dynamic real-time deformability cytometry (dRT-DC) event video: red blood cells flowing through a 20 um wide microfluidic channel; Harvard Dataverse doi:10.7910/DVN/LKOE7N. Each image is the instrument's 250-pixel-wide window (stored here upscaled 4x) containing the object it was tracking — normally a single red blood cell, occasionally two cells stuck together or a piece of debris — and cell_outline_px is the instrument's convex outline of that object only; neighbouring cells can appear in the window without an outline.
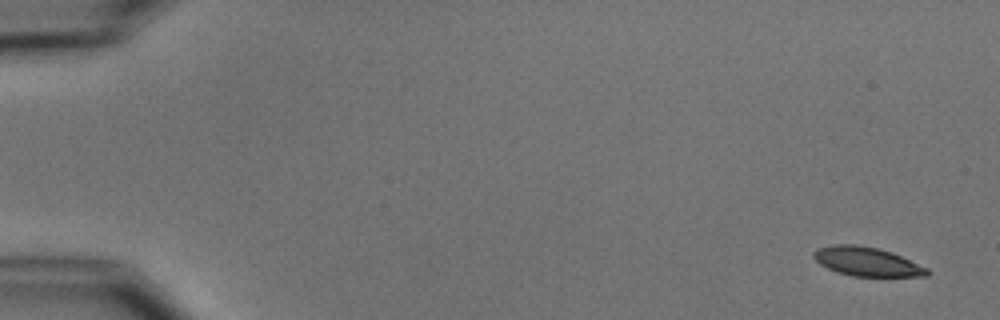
{"species": "common noctule bat (a hibernating species)", "species_latin": "Nyctalus noctula", "temperature_condition": "cold", "stored_images_in_passage": 5, "camera_frame_rate_fps": 3000, "um_per_image_px": 0.085, "animal": {"sex": "male", "body_mass_g": 15.6}, "frame": {"image": 1, "passage_image": 1, "time_ms": 0.0, "image_size_px": [1000, 320], "cell_outline_px": [[932, 272], [928, 276], [852, 276], [836, 272], [820, 264], [812, 256], [812, 252], [816, 248], [832, 244], [856, 244], [880, 248], [892, 252], [928, 268]], "centroid_in_image_um": [73.67, 22.22], "position_along_channel_um": 11.3, "area_um2": 19.42}}
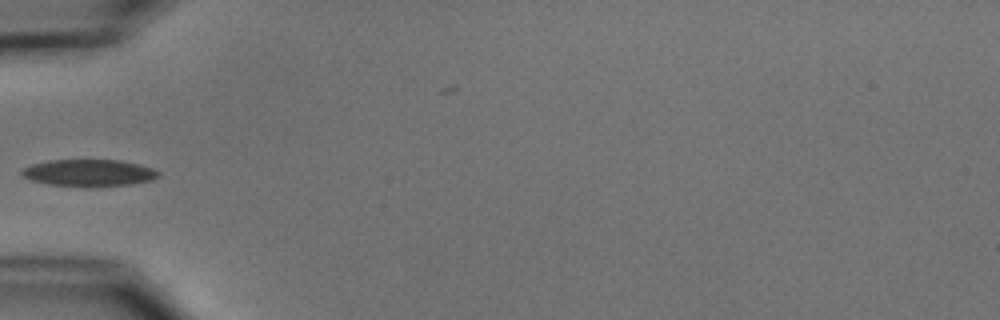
{"frame": {"image": 2, "passage_image": 5, "time_ms": 5.667, "image_size_px": [1000, 320], "cell_outline_px": [[160, 176], [152, 180], [132, 184], [48, 184], [32, 180], [20, 176], [20, 172], [24, 168], [32, 164], [48, 160], [120, 160], [152, 168], [160, 172]], "centroid_in_image_um": [7.54, 14.65], "position_along_channel_um": 77.5, "area_um2": 20.52}}